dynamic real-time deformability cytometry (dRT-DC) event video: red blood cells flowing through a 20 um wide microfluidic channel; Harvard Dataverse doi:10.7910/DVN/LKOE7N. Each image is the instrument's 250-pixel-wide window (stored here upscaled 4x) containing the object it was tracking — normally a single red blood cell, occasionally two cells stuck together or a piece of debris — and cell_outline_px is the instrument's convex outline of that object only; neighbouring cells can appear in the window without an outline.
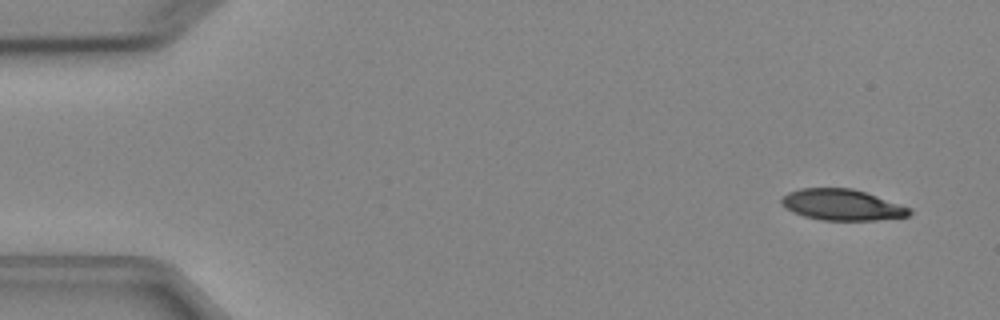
{"species": "Egyptian fruit bat (a non-hibernating species)", "species_latin": "Rousettus aegyptiacus", "temperature_condition": "cold", "stored_images_in_passage": 5, "camera_frame_rate_fps": 3000, "um_per_image_px": 0.085, "animal": {"sex": "female"}, "frame": {"image": 1, "passage_image": 1, "time_ms": 0.0, "image_size_px": [1000, 320], "cell_outline_px": [[912, 212], [908, 216], [876, 220], [820, 220], [804, 216], [792, 212], [780, 204], [780, 200], [788, 192], [800, 188], [852, 188], [912, 208]], "centroid_in_image_um": [71.55, 17.41], "position_along_channel_um": 13.5, "area_um2": 23.12}}
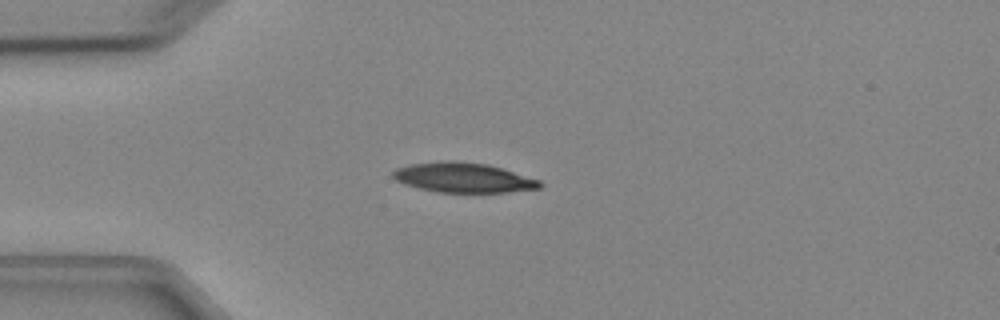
{"frame": {"image": 2, "passage_image": 4, "time_ms": 3.333, "image_size_px": [1000, 320], "cell_outline_px": [[544, 184], [540, 188], [508, 192], [436, 192], [404, 184], [396, 180], [392, 176], [392, 172], [396, 168], [412, 164], [440, 160], [456, 160], [488, 164], [540, 180]], "centroid_in_image_um": [39.38, 15.09], "position_along_channel_um": 45.6, "area_um2": 25.61}}